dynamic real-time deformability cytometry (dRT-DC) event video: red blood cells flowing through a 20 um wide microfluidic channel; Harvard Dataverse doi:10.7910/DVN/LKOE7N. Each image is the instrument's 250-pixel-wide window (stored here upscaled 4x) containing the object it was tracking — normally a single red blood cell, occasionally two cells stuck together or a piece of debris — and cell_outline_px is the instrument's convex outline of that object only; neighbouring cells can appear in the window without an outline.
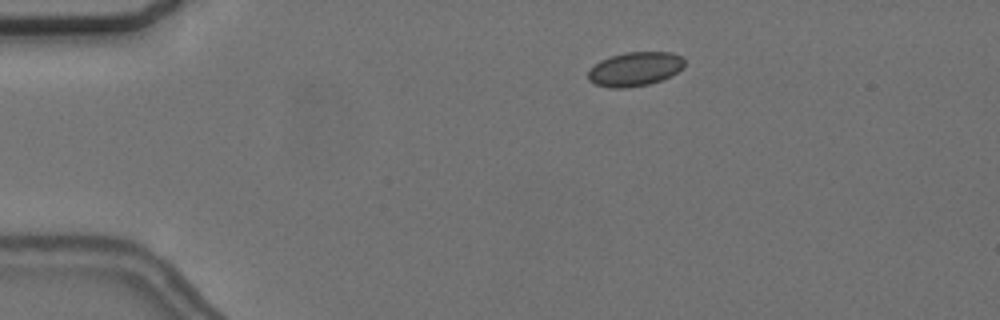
{"species": "common noctule bat (a hibernating species)", "species_latin": "Nyctalus noctula", "temperature_condition": "cold", "stored_images_in_passage": 46, "camera_frame_rate_fps": 3000, "um_per_image_px": 0.085, "animal": {"sex": "female", "body_mass_g": 24.6, "forearm_length_mm": 56.2}, "frame": {"image": 1, "passage_image": 1, "time_ms": 0.0, "image_size_px": [1000, 320], "cell_outline_px": [[684, 68], [660, 80], [648, 84], [624, 88], [612, 88], [596, 84], [588, 80], [588, 72], [600, 60], [624, 52], [672, 52], [680, 56], [684, 60]], "centroid_in_image_um": [53.97, 5.86], "position_along_channel_um": 31.0, "area_um2": 18.9}}
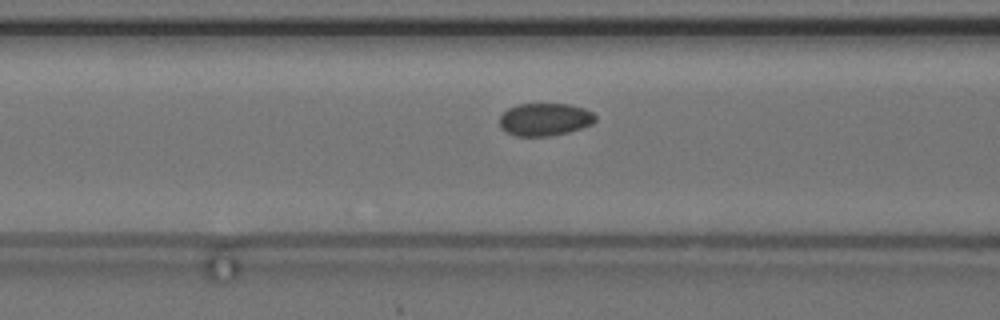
{"frame": {"image": 2, "passage_image": 13, "time_ms": 4.0, "image_size_px": [1000, 320], "cell_outline_px": [[596, 120], [592, 124], [568, 132], [548, 136], [516, 136], [500, 128], [500, 116], [508, 108], [520, 104], [568, 104], [584, 108], [592, 112], [596, 116]], "centroid_in_image_um": [46.31, 10.15], "position_along_channel_um": 120.3, "area_um2": 18.15}}
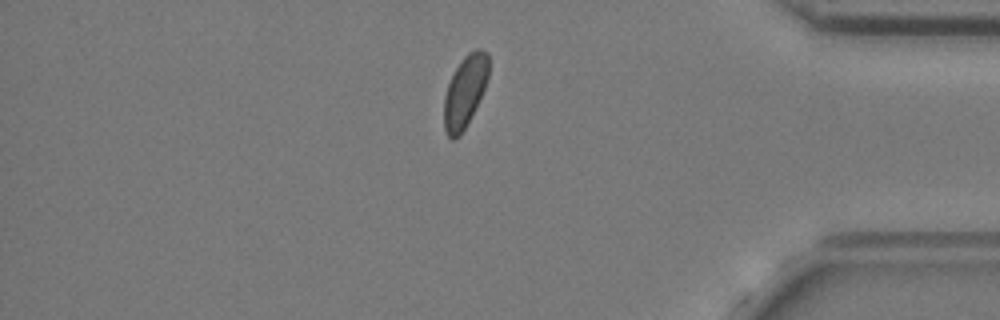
{"frame": {"image": 3, "passage_image": 38, "time_ms": 12.333, "image_size_px": [1000, 320], "cell_outline_px": [[488, 76], [484, 88], [460, 136], [452, 140], [448, 136], [444, 128], [444, 96], [448, 84], [456, 68], [464, 56], [468, 52], [476, 48], [480, 48], [488, 52]], "centroid_in_image_um": [39.51, 7.74], "position_along_channel_um": 395.7, "area_um2": 18.26}, "authors_computed_cell_mechanics": {"area_um2": 18.8717, "velocity_mm_per_s": 3.6503, "shape_relaxation_time_tau1_ms": 8.6073, "shape_relaxation_time_tau2_ms": 3.7463, "deformation_change_tau1": 0.0652, "deformation_change_tau2": 0.0465}}